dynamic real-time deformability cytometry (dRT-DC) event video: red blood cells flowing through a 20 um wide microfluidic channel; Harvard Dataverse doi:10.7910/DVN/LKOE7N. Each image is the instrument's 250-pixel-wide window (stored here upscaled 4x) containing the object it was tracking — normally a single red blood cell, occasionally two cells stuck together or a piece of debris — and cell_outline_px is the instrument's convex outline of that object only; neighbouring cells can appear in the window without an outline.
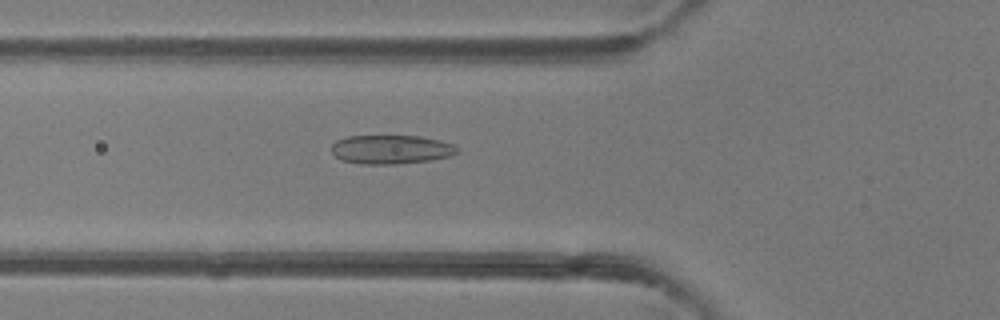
{"species": "common noctule bat (a hibernating species)", "species_latin": "Nyctalus noctula", "temperature_condition": "room temperature", "stored_images_in_passage": 13, "camera_frame_rate_fps": 3000, "um_per_image_px": 0.085, "animal": {"sex": "female"}, "frame": {"image": 1, "passage_image": 9, "time_ms": 2.667, "image_size_px": [1000, 320], "cell_outline_px": [[460, 152], [452, 156], [428, 160], [396, 164], [360, 164], [340, 160], [332, 152], [332, 144], [336, 140], [348, 136], [420, 136], [440, 140], [456, 144]], "centroid_in_image_um": [33.27, 12.7], "position_along_channel_um": 92.5, "area_um2": 21.39}}
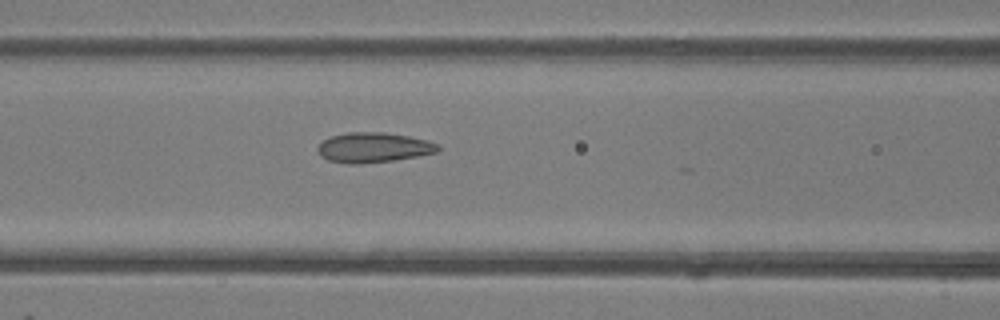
{"frame": {"image": 2, "passage_image": 12, "time_ms": 3.667, "image_size_px": [1000, 320], "cell_outline_px": [[440, 148], [436, 152], [416, 156], [392, 160], [360, 164], [348, 164], [328, 160], [320, 156], [316, 148], [324, 140], [332, 136], [348, 132], [384, 132], [408, 136], [428, 140], [440, 144]], "centroid_in_image_um": [31.74, 12.53], "position_along_channel_um": 134.9, "area_um2": 20.98}}